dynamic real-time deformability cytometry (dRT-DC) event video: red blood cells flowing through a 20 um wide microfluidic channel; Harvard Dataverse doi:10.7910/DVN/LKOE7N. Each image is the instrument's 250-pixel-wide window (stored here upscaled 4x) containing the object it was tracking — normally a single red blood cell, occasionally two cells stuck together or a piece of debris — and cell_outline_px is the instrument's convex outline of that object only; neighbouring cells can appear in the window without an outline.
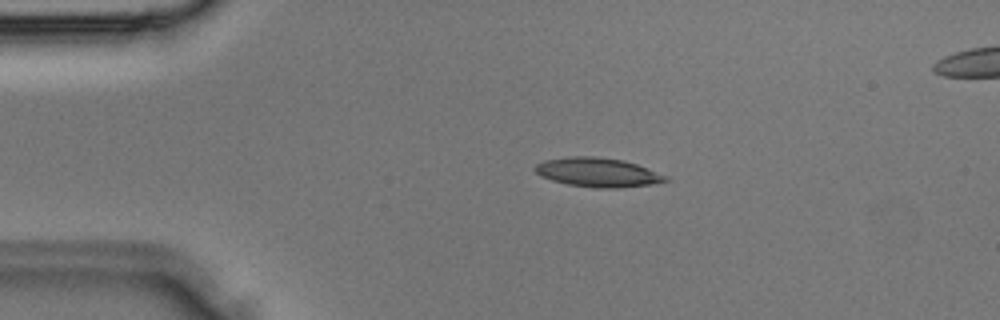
{"species": "Egyptian fruit bat (a non-hibernating species)", "species_latin": "Rousettus aegyptiacus", "temperature_condition": "room temperature", "stored_images_in_passage": 35, "camera_frame_rate_fps": 3000, "um_per_image_px": 0.085, "animal": {"sex": "male"}, "frame": {"image": 1, "passage_image": 6, "time_ms": 1.667, "image_size_px": [1000, 320], "cell_outline_px": [[668, 180], [652, 184], [620, 188], [596, 188], [568, 184], [552, 180], [540, 176], [532, 168], [536, 164], [544, 160], [568, 156], [592, 156], [624, 160], [648, 168], [668, 176]], "centroid_in_image_um": [50.79, 14.64], "position_along_channel_um": 34.2, "area_um2": 22.25}}
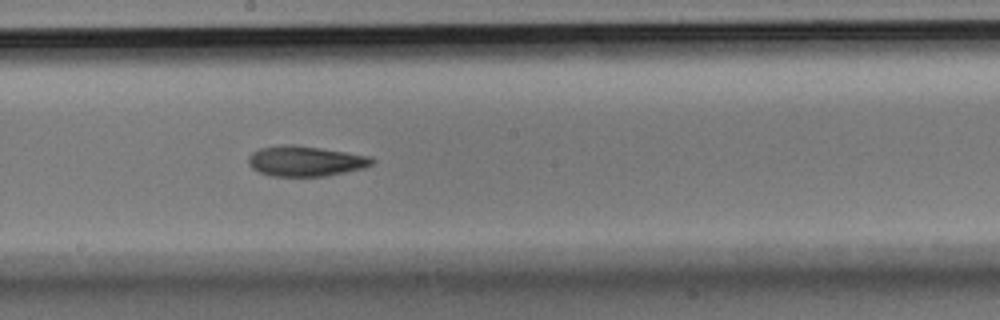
{"frame": {"image": 2, "passage_image": 18, "time_ms": 5.667, "image_size_px": [1000, 320], "cell_outline_px": [[376, 160], [372, 164], [364, 168], [324, 176], [272, 176], [260, 172], [252, 168], [248, 164], [248, 156], [252, 152], [260, 148], [280, 144], [296, 144], [372, 156]], "centroid_in_image_um": [25.96, 13.68], "position_along_channel_um": 222.2, "area_um2": 22.02}}
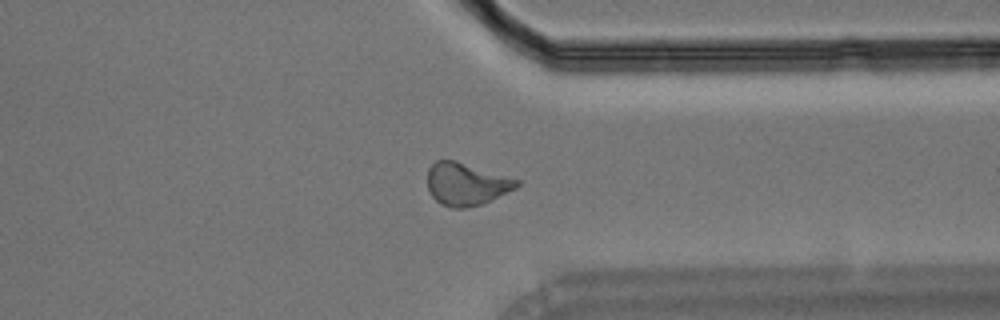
{"frame": {"image": 3, "passage_image": 26, "time_ms": 8.333, "image_size_px": [1000, 320], "cell_outline_px": [[520, 184], [516, 188], [480, 204], [464, 208], [452, 208], [440, 204], [428, 192], [428, 168], [436, 160], [456, 160], [520, 180]], "centroid_in_image_um": [39.6, 15.63], "position_along_channel_um": 371.8, "area_um2": 22.02}}